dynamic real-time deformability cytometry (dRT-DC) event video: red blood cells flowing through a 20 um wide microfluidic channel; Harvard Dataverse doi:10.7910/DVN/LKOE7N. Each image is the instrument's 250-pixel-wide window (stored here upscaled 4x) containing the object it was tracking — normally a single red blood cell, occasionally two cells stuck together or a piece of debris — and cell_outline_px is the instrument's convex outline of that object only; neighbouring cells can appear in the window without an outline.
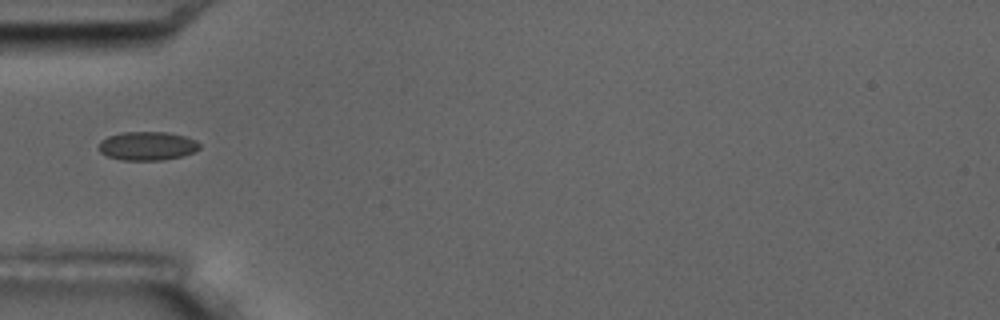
{"species": "common noctule bat (a hibernating species)", "species_latin": "Nyctalus noctula", "temperature_condition": "room temperature", "stored_images_in_passage": 3, "camera_frame_rate_fps": 3000, "um_per_image_px": 0.085, "animal": {"sex": "male", "body_mass_g": 17.5, "forearm_length_mm": 52.3}, "frame": {"image": 1, "passage_image": 1, "time_ms": 0.0, "image_size_px": [1000, 320], "cell_outline_px": [[200, 148], [196, 152], [180, 156], [160, 160], [120, 160], [108, 156], [100, 152], [100, 140], [108, 136], [120, 132], [168, 132], [184, 136], [196, 140], [200, 144]], "centroid_in_image_um": [12.53, 12.4], "position_along_channel_um": 72.5, "area_um2": 16.88}}